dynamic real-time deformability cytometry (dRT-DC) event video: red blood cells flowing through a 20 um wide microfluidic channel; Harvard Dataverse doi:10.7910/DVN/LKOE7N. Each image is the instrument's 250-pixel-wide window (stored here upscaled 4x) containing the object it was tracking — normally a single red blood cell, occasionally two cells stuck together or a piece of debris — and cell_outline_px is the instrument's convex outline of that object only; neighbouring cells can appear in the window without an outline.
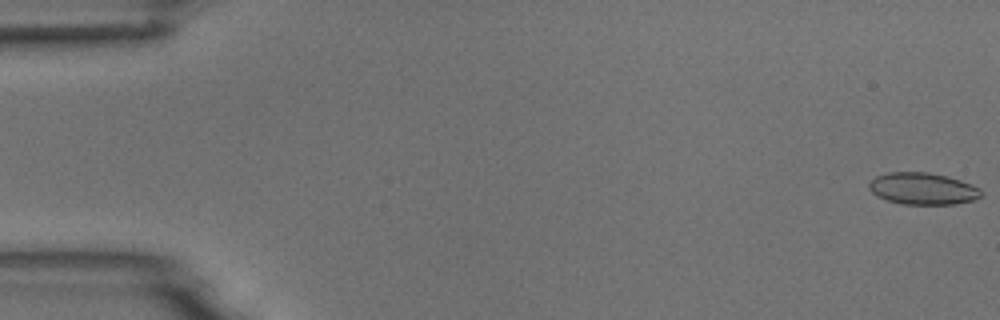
{"species": "common noctule bat (a hibernating species)", "species_latin": "Nyctalus noctula", "temperature_condition": "room temperature", "stored_images_in_passage": 5, "camera_frame_rate_fps": 3000, "um_per_image_px": 0.085, "animal": {"sex": "male", "body_mass_g": 18.8}, "frame": {"image": 1, "passage_image": 1, "time_ms": 0.0, "image_size_px": [1000, 320], "cell_outline_px": [[984, 192], [976, 200], [952, 204], [904, 204], [888, 200], [876, 196], [868, 188], [868, 184], [876, 176], [888, 172], [928, 172], [948, 176], [972, 184], [980, 188]], "centroid_in_image_um": [78.46, 16.03], "position_along_channel_um": 6.5, "area_um2": 20.92}}
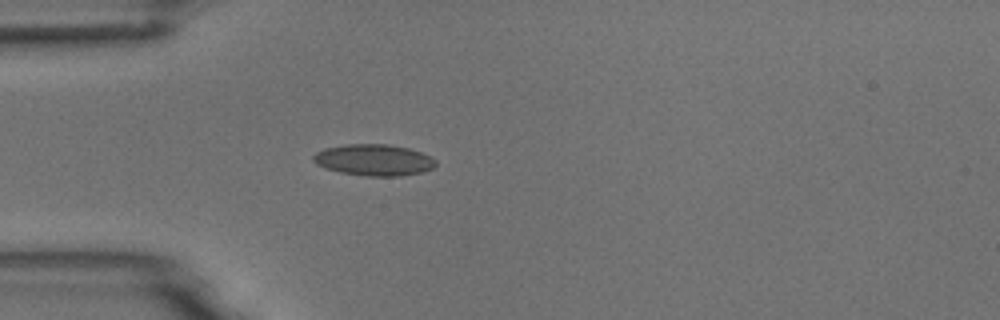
{"frame": {"image": 2, "passage_image": 5, "time_ms": 5.0, "image_size_px": [1000, 320], "cell_outline_px": [[436, 164], [432, 168], [424, 172], [400, 176], [368, 176], [340, 172], [316, 164], [312, 160], [312, 156], [316, 152], [324, 148], [348, 144], [388, 144], [408, 148], [432, 156], [436, 160]], "centroid_in_image_um": [31.8, 13.59], "position_along_channel_um": 53.2, "area_um2": 22.43}}